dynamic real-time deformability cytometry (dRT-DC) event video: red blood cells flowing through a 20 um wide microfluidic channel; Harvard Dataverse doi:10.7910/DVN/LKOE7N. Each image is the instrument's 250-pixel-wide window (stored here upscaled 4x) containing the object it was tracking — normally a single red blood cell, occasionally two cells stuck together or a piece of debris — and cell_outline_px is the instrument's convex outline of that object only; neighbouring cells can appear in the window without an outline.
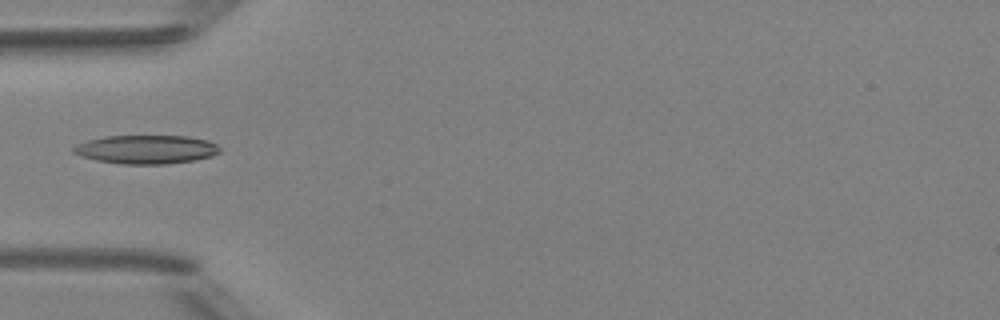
{"species": "Egyptian fruit bat (a non-hibernating species)", "species_latin": "Rousettus aegyptiacus", "temperature_condition": "room temperature", "stored_images_in_passage": 33, "camera_frame_rate_fps": 3000, "um_per_image_px": 0.085, "animal": {"sex": "female"}, "frame": {"image": 1, "passage_image": 1, "time_ms": 0.0, "image_size_px": [1000, 320], "cell_outline_px": [[220, 152], [212, 156], [196, 160], [164, 164], [120, 164], [96, 160], [80, 156], [72, 152], [72, 148], [76, 144], [88, 140], [104, 136], [188, 136], [208, 140], [216, 144], [220, 148]], "centroid_in_image_um": [12.42, 12.7], "position_along_channel_um": 72.6, "area_um2": 24.62}}
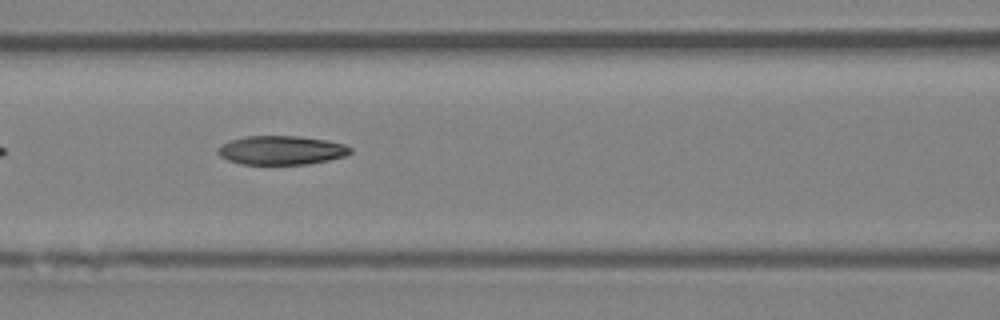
{"frame": {"image": 2, "passage_image": 6, "time_ms": 1.667, "image_size_px": [1000, 320], "cell_outline_px": [[352, 152], [344, 156], [328, 160], [308, 164], [240, 164], [228, 160], [220, 156], [216, 152], [216, 148], [220, 144], [228, 140], [244, 136], [300, 136], [328, 140], [344, 144], [352, 148]], "centroid_in_image_um": [23.87, 12.76], "position_along_channel_um": 142.7, "area_um2": 22.6}}
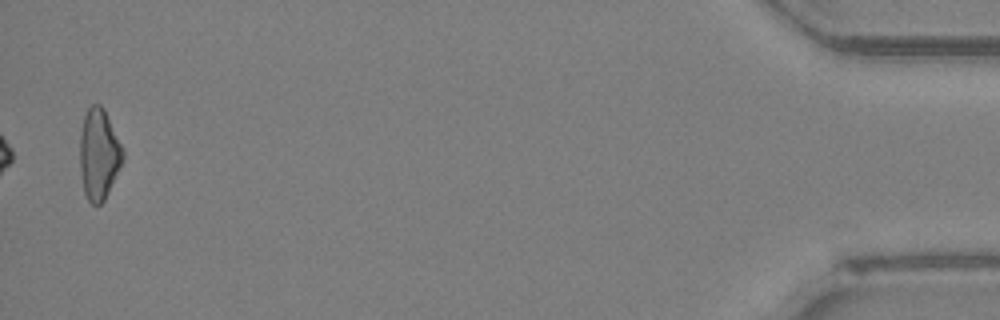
{"frame": {"image": 3, "passage_image": 33, "time_ms": 10.667, "image_size_px": [1000, 320], "cell_outline_px": [[124, 160], [104, 200], [100, 204], [92, 204], [88, 200], [84, 192], [80, 168], [80, 132], [84, 116], [88, 108], [92, 104], [100, 104], [104, 108], [124, 148]], "centroid_in_image_um": [8.42, 13.08], "position_along_channel_um": 426.8, "area_um2": 22.89}}